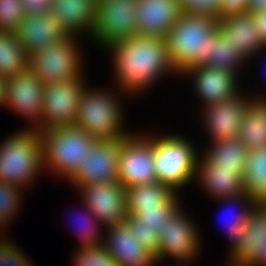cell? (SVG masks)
Returning a JSON list of instances; mask_svg holds the SVG:
<instances>
[{
    "mask_svg": "<svg viewBox=\"0 0 266 266\" xmlns=\"http://www.w3.org/2000/svg\"><path fill=\"white\" fill-rule=\"evenodd\" d=\"M108 48L114 53L118 83L126 92H140L167 70H174L163 38L135 34Z\"/></svg>",
    "mask_w": 266,
    "mask_h": 266,
    "instance_id": "obj_1",
    "label": "cell"
},
{
    "mask_svg": "<svg viewBox=\"0 0 266 266\" xmlns=\"http://www.w3.org/2000/svg\"><path fill=\"white\" fill-rule=\"evenodd\" d=\"M218 29L215 17L182 12L165 37L174 72L207 65L213 50V34Z\"/></svg>",
    "mask_w": 266,
    "mask_h": 266,
    "instance_id": "obj_2",
    "label": "cell"
},
{
    "mask_svg": "<svg viewBox=\"0 0 266 266\" xmlns=\"http://www.w3.org/2000/svg\"><path fill=\"white\" fill-rule=\"evenodd\" d=\"M42 163L68 179L88 155L94 138L76 125L40 131Z\"/></svg>",
    "mask_w": 266,
    "mask_h": 266,
    "instance_id": "obj_3",
    "label": "cell"
},
{
    "mask_svg": "<svg viewBox=\"0 0 266 266\" xmlns=\"http://www.w3.org/2000/svg\"><path fill=\"white\" fill-rule=\"evenodd\" d=\"M43 168L40 133L24 130L8 138L0 147V180L25 188Z\"/></svg>",
    "mask_w": 266,
    "mask_h": 266,
    "instance_id": "obj_4",
    "label": "cell"
},
{
    "mask_svg": "<svg viewBox=\"0 0 266 266\" xmlns=\"http://www.w3.org/2000/svg\"><path fill=\"white\" fill-rule=\"evenodd\" d=\"M119 103L107 92L83 89L77 108L75 125L86 130L95 141L122 140L130 135L121 130Z\"/></svg>",
    "mask_w": 266,
    "mask_h": 266,
    "instance_id": "obj_5",
    "label": "cell"
},
{
    "mask_svg": "<svg viewBox=\"0 0 266 266\" xmlns=\"http://www.w3.org/2000/svg\"><path fill=\"white\" fill-rule=\"evenodd\" d=\"M148 139L153 143L157 182L177 191L195 177L198 157L190 142L175 135Z\"/></svg>",
    "mask_w": 266,
    "mask_h": 266,
    "instance_id": "obj_6",
    "label": "cell"
},
{
    "mask_svg": "<svg viewBox=\"0 0 266 266\" xmlns=\"http://www.w3.org/2000/svg\"><path fill=\"white\" fill-rule=\"evenodd\" d=\"M79 50L74 38L58 41L29 55L28 68L45 85L70 81L81 76Z\"/></svg>",
    "mask_w": 266,
    "mask_h": 266,
    "instance_id": "obj_7",
    "label": "cell"
},
{
    "mask_svg": "<svg viewBox=\"0 0 266 266\" xmlns=\"http://www.w3.org/2000/svg\"><path fill=\"white\" fill-rule=\"evenodd\" d=\"M138 0H99L91 37L105 47L135 35Z\"/></svg>",
    "mask_w": 266,
    "mask_h": 266,
    "instance_id": "obj_8",
    "label": "cell"
},
{
    "mask_svg": "<svg viewBox=\"0 0 266 266\" xmlns=\"http://www.w3.org/2000/svg\"><path fill=\"white\" fill-rule=\"evenodd\" d=\"M82 77L46 85L43 94L42 121L36 130L75 125L79 99L84 89Z\"/></svg>",
    "mask_w": 266,
    "mask_h": 266,
    "instance_id": "obj_9",
    "label": "cell"
},
{
    "mask_svg": "<svg viewBox=\"0 0 266 266\" xmlns=\"http://www.w3.org/2000/svg\"><path fill=\"white\" fill-rule=\"evenodd\" d=\"M118 181L126 189L157 182L153 143L148 137L130 134L122 139L118 160Z\"/></svg>",
    "mask_w": 266,
    "mask_h": 266,
    "instance_id": "obj_10",
    "label": "cell"
},
{
    "mask_svg": "<svg viewBox=\"0 0 266 266\" xmlns=\"http://www.w3.org/2000/svg\"><path fill=\"white\" fill-rule=\"evenodd\" d=\"M121 146L122 140L95 141L69 181L79 189L117 181Z\"/></svg>",
    "mask_w": 266,
    "mask_h": 266,
    "instance_id": "obj_11",
    "label": "cell"
},
{
    "mask_svg": "<svg viewBox=\"0 0 266 266\" xmlns=\"http://www.w3.org/2000/svg\"><path fill=\"white\" fill-rule=\"evenodd\" d=\"M82 190V191H81ZM87 212L106 226L123 224L127 214L126 188L117 180L80 189Z\"/></svg>",
    "mask_w": 266,
    "mask_h": 266,
    "instance_id": "obj_12",
    "label": "cell"
},
{
    "mask_svg": "<svg viewBox=\"0 0 266 266\" xmlns=\"http://www.w3.org/2000/svg\"><path fill=\"white\" fill-rule=\"evenodd\" d=\"M45 87L29 68L6 80V105L38 122L33 130L41 125Z\"/></svg>",
    "mask_w": 266,
    "mask_h": 266,
    "instance_id": "obj_13",
    "label": "cell"
},
{
    "mask_svg": "<svg viewBox=\"0 0 266 266\" xmlns=\"http://www.w3.org/2000/svg\"><path fill=\"white\" fill-rule=\"evenodd\" d=\"M194 224L179 210L164 227L160 228L158 261L172 256L177 261H188L197 254L200 244Z\"/></svg>",
    "mask_w": 266,
    "mask_h": 266,
    "instance_id": "obj_14",
    "label": "cell"
},
{
    "mask_svg": "<svg viewBox=\"0 0 266 266\" xmlns=\"http://www.w3.org/2000/svg\"><path fill=\"white\" fill-rule=\"evenodd\" d=\"M181 15L179 0H138L135 34L165 39Z\"/></svg>",
    "mask_w": 266,
    "mask_h": 266,
    "instance_id": "obj_15",
    "label": "cell"
},
{
    "mask_svg": "<svg viewBox=\"0 0 266 266\" xmlns=\"http://www.w3.org/2000/svg\"><path fill=\"white\" fill-rule=\"evenodd\" d=\"M244 98L237 94L224 101L205 105L206 126L213 141L239 137L242 120L251 102Z\"/></svg>",
    "mask_w": 266,
    "mask_h": 266,
    "instance_id": "obj_16",
    "label": "cell"
},
{
    "mask_svg": "<svg viewBox=\"0 0 266 266\" xmlns=\"http://www.w3.org/2000/svg\"><path fill=\"white\" fill-rule=\"evenodd\" d=\"M15 34L28 55L71 37L64 25L52 13L25 16Z\"/></svg>",
    "mask_w": 266,
    "mask_h": 266,
    "instance_id": "obj_17",
    "label": "cell"
},
{
    "mask_svg": "<svg viewBox=\"0 0 266 266\" xmlns=\"http://www.w3.org/2000/svg\"><path fill=\"white\" fill-rule=\"evenodd\" d=\"M201 161L197 160L195 175H197V178L199 177L202 186L213 197L215 195L217 198L223 199L224 202L225 199L230 202L233 199L239 200L240 198L241 200L244 199L246 205L255 204L245 193L242 177L244 169H218L205 158H202Z\"/></svg>",
    "mask_w": 266,
    "mask_h": 266,
    "instance_id": "obj_18",
    "label": "cell"
},
{
    "mask_svg": "<svg viewBox=\"0 0 266 266\" xmlns=\"http://www.w3.org/2000/svg\"><path fill=\"white\" fill-rule=\"evenodd\" d=\"M244 236L230 252L231 262L257 266L263 260V245L266 241V203H255L244 225Z\"/></svg>",
    "mask_w": 266,
    "mask_h": 266,
    "instance_id": "obj_19",
    "label": "cell"
},
{
    "mask_svg": "<svg viewBox=\"0 0 266 266\" xmlns=\"http://www.w3.org/2000/svg\"><path fill=\"white\" fill-rule=\"evenodd\" d=\"M108 237L103 247L118 266H153L156 256L138 243L123 224L107 227Z\"/></svg>",
    "mask_w": 266,
    "mask_h": 266,
    "instance_id": "obj_20",
    "label": "cell"
},
{
    "mask_svg": "<svg viewBox=\"0 0 266 266\" xmlns=\"http://www.w3.org/2000/svg\"><path fill=\"white\" fill-rule=\"evenodd\" d=\"M182 73L195 77V90L205 104L218 103L238 94L236 76L229 71L204 65L188 67Z\"/></svg>",
    "mask_w": 266,
    "mask_h": 266,
    "instance_id": "obj_21",
    "label": "cell"
},
{
    "mask_svg": "<svg viewBox=\"0 0 266 266\" xmlns=\"http://www.w3.org/2000/svg\"><path fill=\"white\" fill-rule=\"evenodd\" d=\"M218 28L221 35L245 58L265 48L253 20V12L246 11L220 17Z\"/></svg>",
    "mask_w": 266,
    "mask_h": 266,
    "instance_id": "obj_22",
    "label": "cell"
},
{
    "mask_svg": "<svg viewBox=\"0 0 266 266\" xmlns=\"http://www.w3.org/2000/svg\"><path fill=\"white\" fill-rule=\"evenodd\" d=\"M96 7L95 0H54L50 13L55 15L68 33L75 38L76 33L80 31L87 30L91 35L95 24Z\"/></svg>",
    "mask_w": 266,
    "mask_h": 266,
    "instance_id": "obj_23",
    "label": "cell"
},
{
    "mask_svg": "<svg viewBox=\"0 0 266 266\" xmlns=\"http://www.w3.org/2000/svg\"><path fill=\"white\" fill-rule=\"evenodd\" d=\"M127 214L142 209H181L177 193L159 182L126 189Z\"/></svg>",
    "mask_w": 266,
    "mask_h": 266,
    "instance_id": "obj_24",
    "label": "cell"
},
{
    "mask_svg": "<svg viewBox=\"0 0 266 266\" xmlns=\"http://www.w3.org/2000/svg\"><path fill=\"white\" fill-rule=\"evenodd\" d=\"M242 177L246 195L255 203H266V146L248 151Z\"/></svg>",
    "mask_w": 266,
    "mask_h": 266,
    "instance_id": "obj_25",
    "label": "cell"
},
{
    "mask_svg": "<svg viewBox=\"0 0 266 266\" xmlns=\"http://www.w3.org/2000/svg\"><path fill=\"white\" fill-rule=\"evenodd\" d=\"M238 138L247 150L266 146V100L256 99L248 104Z\"/></svg>",
    "mask_w": 266,
    "mask_h": 266,
    "instance_id": "obj_26",
    "label": "cell"
},
{
    "mask_svg": "<svg viewBox=\"0 0 266 266\" xmlns=\"http://www.w3.org/2000/svg\"><path fill=\"white\" fill-rule=\"evenodd\" d=\"M205 159L218 169H244L248 151L239 138L213 141Z\"/></svg>",
    "mask_w": 266,
    "mask_h": 266,
    "instance_id": "obj_27",
    "label": "cell"
},
{
    "mask_svg": "<svg viewBox=\"0 0 266 266\" xmlns=\"http://www.w3.org/2000/svg\"><path fill=\"white\" fill-rule=\"evenodd\" d=\"M28 60L17 35L0 31V76L8 79L27 70Z\"/></svg>",
    "mask_w": 266,
    "mask_h": 266,
    "instance_id": "obj_28",
    "label": "cell"
},
{
    "mask_svg": "<svg viewBox=\"0 0 266 266\" xmlns=\"http://www.w3.org/2000/svg\"><path fill=\"white\" fill-rule=\"evenodd\" d=\"M245 57L237 51V48L225 39L218 29L213 34V50L207 66L229 71L236 75L237 66L243 62Z\"/></svg>",
    "mask_w": 266,
    "mask_h": 266,
    "instance_id": "obj_29",
    "label": "cell"
},
{
    "mask_svg": "<svg viewBox=\"0 0 266 266\" xmlns=\"http://www.w3.org/2000/svg\"><path fill=\"white\" fill-rule=\"evenodd\" d=\"M124 224L138 243L152 252L156 258L159 256L160 237L155 229L148 228L136 217L131 215L126 216Z\"/></svg>",
    "mask_w": 266,
    "mask_h": 266,
    "instance_id": "obj_30",
    "label": "cell"
},
{
    "mask_svg": "<svg viewBox=\"0 0 266 266\" xmlns=\"http://www.w3.org/2000/svg\"><path fill=\"white\" fill-rule=\"evenodd\" d=\"M20 187L4 183L0 180V226L5 225L11 216L15 215L17 208H19Z\"/></svg>",
    "mask_w": 266,
    "mask_h": 266,
    "instance_id": "obj_31",
    "label": "cell"
},
{
    "mask_svg": "<svg viewBox=\"0 0 266 266\" xmlns=\"http://www.w3.org/2000/svg\"><path fill=\"white\" fill-rule=\"evenodd\" d=\"M24 17L20 0H0V31L15 33Z\"/></svg>",
    "mask_w": 266,
    "mask_h": 266,
    "instance_id": "obj_32",
    "label": "cell"
},
{
    "mask_svg": "<svg viewBox=\"0 0 266 266\" xmlns=\"http://www.w3.org/2000/svg\"><path fill=\"white\" fill-rule=\"evenodd\" d=\"M74 261L75 266H118L102 245L89 248L80 247Z\"/></svg>",
    "mask_w": 266,
    "mask_h": 266,
    "instance_id": "obj_33",
    "label": "cell"
},
{
    "mask_svg": "<svg viewBox=\"0 0 266 266\" xmlns=\"http://www.w3.org/2000/svg\"><path fill=\"white\" fill-rule=\"evenodd\" d=\"M180 209H142L133 210L129 215L136 217L148 228L157 232L166 225Z\"/></svg>",
    "mask_w": 266,
    "mask_h": 266,
    "instance_id": "obj_34",
    "label": "cell"
},
{
    "mask_svg": "<svg viewBox=\"0 0 266 266\" xmlns=\"http://www.w3.org/2000/svg\"><path fill=\"white\" fill-rule=\"evenodd\" d=\"M181 11L220 18L221 0H179Z\"/></svg>",
    "mask_w": 266,
    "mask_h": 266,
    "instance_id": "obj_35",
    "label": "cell"
},
{
    "mask_svg": "<svg viewBox=\"0 0 266 266\" xmlns=\"http://www.w3.org/2000/svg\"><path fill=\"white\" fill-rule=\"evenodd\" d=\"M26 256L8 241H0V266H30Z\"/></svg>",
    "mask_w": 266,
    "mask_h": 266,
    "instance_id": "obj_36",
    "label": "cell"
},
{
    "mask_svg": "<svg viewBox=\"0 0 266 266\" xmlns=\"http://www.w3.org/2000/svg\"><path fill=\"white\" fill-rule=\"evenodd\" d=\"M248 209H243L241 211H239V213L237 215H235V217L231 220V222L229 223L228 227V232L230 233L229 235L231 236L230 238L232 239V247H230L233 251L236 246L239 244L240 240L242 239V237L244 236V225L247 221V217L249 216V212L251 210V207H253V205H249Z\"/></svg>",
    "mask_w": 266,
    "mask_h": 266,
    "instance_id": "obj_37",
    "label": "cell"
},
{
    "mask_svg": "<svg viewBox=\"0 0 266 266\" xmlns=\"http://www.w3.org/2000/svg\"><path fill=\"white\" fill-rule=\"evenodd\" d=\"M86 214H89L90 217L92 218H87L86 217V221L85 222H88L87 224L84 223V225H87L85 226L84 228H82V231L83 233L81 234V237H82V241H81V246L82 248H89V247H97V246H101L103 245V240L99 241V234L97 233L98 232V228H96V224L98 222V220L96 219V217L89 211V213L86 212ZM87 219H89L87 221ZM93 221V222H92ZM96 221V223H95ZM84 222V221H83ZM90 223V224H89ZM84 229V230H83ZM98 234V236H97Z\"/></svg>",
    "mask_w": 266,
    "mask_h": 266,
    "instance_id": "obj_38",
    "label": "cell"
},
{
    "mask_svg": "<svg viewBox=\"0 0 266 266\" xmlns=\"http://www.w3.org/2000/svg\"><path fill=\"white\" fill-rule=\"evenodd\" d=\"M54 0H20L25 16H41L50 13Z\"/></svg>",
    "mask_w": 266,
    "mask_h": 266,
    "instance_id": "obj_39",
    "label": "cell"
},
{
    "mask_svg": "<svg viewBox=\"0 0 266 266\" xmlns=\"http://www.w3.org/2000/svg\"><path fill=\"white\" fill-rule=\"evenodd\" d=\"M248 11V0H221L220 17Z\"/></svg>",
    "mask_w": 266,
    "mask_h": 266,
    "instance_id": "obj_40",
    "label": "cell"
},
{
    "mask_svg": "<svg viewBox=\"0 0 266 266\" xmlns=\"http://www.w3.org/2000/svg\"><path fill=\"white\" fill-rule=\"evenodd\" d=\"M253 20L259 36L266 47V10L253 12Z\"/></svg>",
    "mask_w": 266,
    "mask_h": 266,
    "instance_id": "obj_41",
    "label": "cell"
},
{
    "mask_svg": "<svg viewBox=\"0 0 266 266\" xmlns=\"http://www.w3.org/2000/svg\"><path fill=\"white\" fill-rule=\"evenodd\" d=\"M266 10V0H248V11L256 12Z\"/></svg>",
    "mask_w": 266,
    "mask_h": 266,
    "instance_id": "obj_42",
    "label": "cell"
},
{
    "mask_svg": "<svg viewBox=\"0 0 266 266\" xmlns=\"http://www.w3.org/2000/svg\"><path fill=\"white\" fill-rule=\"evenodd\" d=\"M6 78L0 76V106L6 105Z\"/></svg>",
    "mask_w": 266,
    "mask_h": 266,
    "instance_id": "obj_43",
    "label": "cell"
},
{
    "mask_svg": "<svg viewBox=\"0 0 266 266\" xmlns=\"http://www.w3.org/2000/svg\"><path fill=\"white\" fill-rule=\"evenodd\" d=\"M266 266V241L265 244L263 245V260L257 265V266Z\"/></svg>",
    "mask_w": 266,
    "mask_h": 266,
    "instance_id": "obj_44",
    "label": "cell"
},
{
    "mask_svg": "<svg viewBox=\"0 0 266 266\" xmlns=\"http://www.w3.org/2000/svg\"><path fill=\"white\" fill-rule=\"evenodd\" d=\"M231 265H229V266H245V265H240V264H236V263H233L232 264V262L230 263Z\"/></svg>",
    "mask_w": 266,
    "mask_h": 266,
    "instance_id": "obj_45",
    "label": "cell"
}]
</instances>
